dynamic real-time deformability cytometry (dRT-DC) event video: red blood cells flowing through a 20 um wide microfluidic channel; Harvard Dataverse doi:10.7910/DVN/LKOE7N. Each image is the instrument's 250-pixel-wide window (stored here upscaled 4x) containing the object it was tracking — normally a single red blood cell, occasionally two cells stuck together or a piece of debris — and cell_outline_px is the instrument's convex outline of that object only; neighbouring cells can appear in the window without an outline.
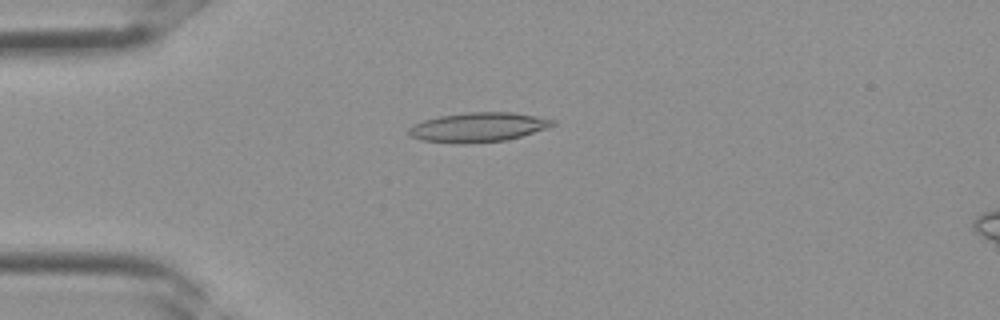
{"species": "Egyptian fruit bat (a non-hibernating species)", "species_latin": "Rousettus aegyptiacus", "temperature_condition": "room temperature", "stored_images_in_passage": 4, "camera_frame_rate_fps": 3000, "um_per_image_px": 0.085, "frame": {"image": 1, "passage_image": 3, "time_ms": 0.667, "image_size_px": [1000, 320], "cell_outline_px": [[556, 124], [548, 128], [508, 140], [464, 144], [452, 144], [420, 140], [412, 136], [408, 132], [408, 128], [424, 120], [440, 116], [464, 112], [512, 112], [536, 116], [556, 120]], "centroid_in_image_um": [40.66, 10.82], "position_along_channel_um": 44.3, "area_um2": 24.91}}